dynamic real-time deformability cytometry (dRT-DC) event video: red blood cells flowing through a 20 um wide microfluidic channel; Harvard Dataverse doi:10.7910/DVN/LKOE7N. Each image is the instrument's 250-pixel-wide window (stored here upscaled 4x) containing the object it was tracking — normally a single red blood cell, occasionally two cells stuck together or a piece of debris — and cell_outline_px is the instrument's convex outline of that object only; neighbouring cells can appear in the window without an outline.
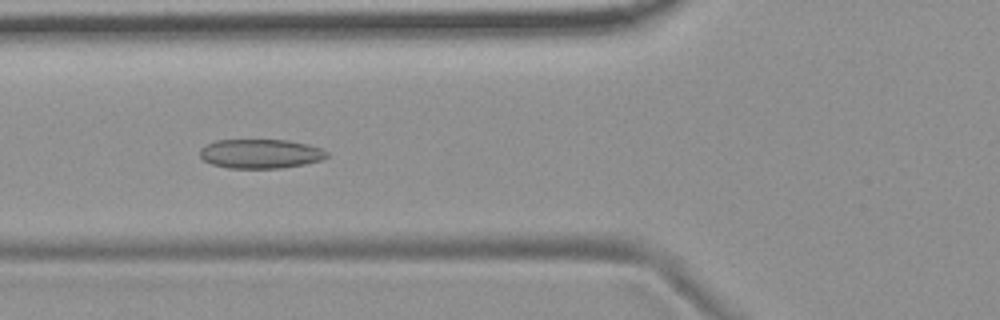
{"species": "common noctule bat (a hibernating species)", "species_latin": "Nyctalus noctula", "temperature_condition": "room temperature", "stored_images_in_passage": 46, "camera_frame_rate_fps": 3000, "um_per_image_px": 0.085, "animal": {"sex": "female", "body_mass_g": 19.9}, "frame": {"image": 1, "passage_image": 11, "time_ms": 3.333, "image_size_px": [1000, 320], "cell_outline_px": [[328, 156], [320, 160], [304, 164], [280, 168], [228, 168], [212, 164], [204, 160], [200, 156], [200, 148], [204, 144], [216, 140], [288, 140], [320, 148], [328, 152]], "centroid_in_image_um": [22.09, 13.06], "position_along_channel_um": 103.7, "area_um2": 21.56}}
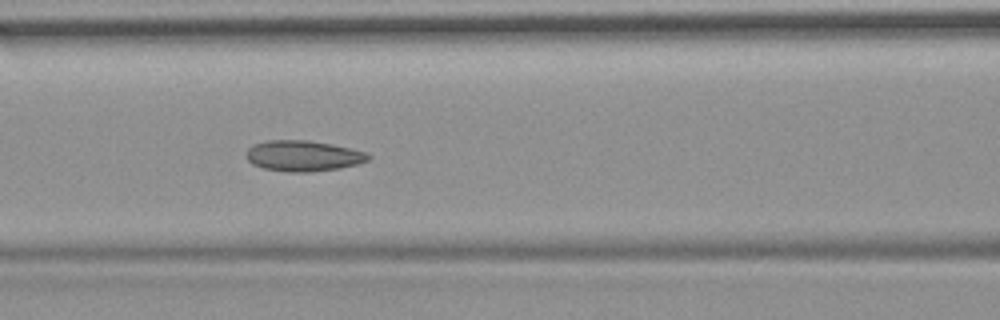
{"frame": {"image": 2, "passage_image": 14, "time_ms": 4.333, "image_size_px": [1000, 320], "cell_outline_px": [[372, 156], [368, 160], [356, 164], [340, 168], [308, 172], [288, 172], [264, 168], [252, 164], [244, 156], [248, 148], [252, 144], [268, 140], [308, 140], [332, 144], [352, 148], [368, 152]], "centroid_in_image_um": [25.76, 13.24], "position_along_channel_um": 140.8, "area_um2": 22.08}}
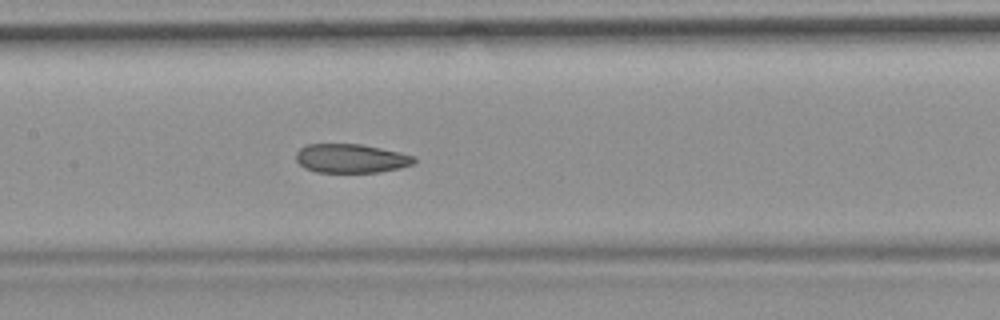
{"frame": {"image": 3, "passage_image": 17, "time_ms": 5.333, "image_size_px": [1000, 320], "cell_outline_px": [[416, 160], [412, 164], [400, 168], [380, 172], [316, 172], [304, 168], [296, 160], [296, 152], [300, 148], [308, 144], [360, 144], [400, 152], [416, 156]], "centroid_in_image_um": [29.84, 13.46], "position_along_channel_um": 177.6, "area_um2": 19.94}, "authors_computed_cell_mechanics": {"area_um2": 21.6172, "velocity_mm_per_s": 3.6929, "shape_relaxation_time_tau1_ms": null, "shape_relaxation_time_tau2_ms": 2.2831, "deformation_change_tau1": null, "deformation_change_tau2": 0.0878}}